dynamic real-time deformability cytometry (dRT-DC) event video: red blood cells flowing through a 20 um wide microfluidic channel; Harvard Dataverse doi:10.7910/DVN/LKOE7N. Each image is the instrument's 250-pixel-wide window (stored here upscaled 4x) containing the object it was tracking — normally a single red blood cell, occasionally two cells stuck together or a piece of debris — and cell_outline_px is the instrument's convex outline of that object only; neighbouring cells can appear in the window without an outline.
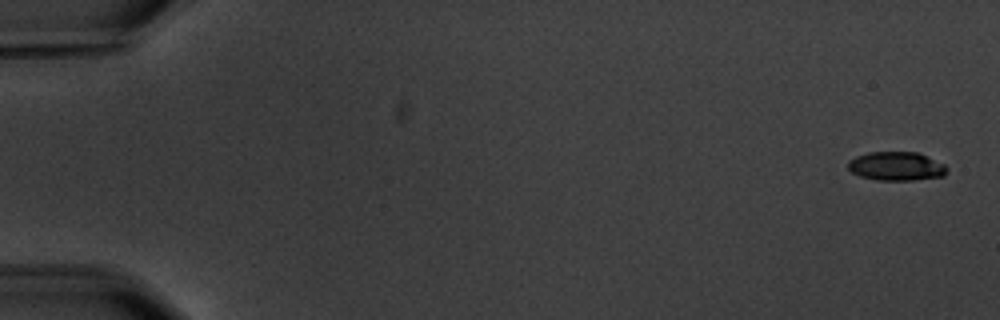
{"species": "common noctule bat (a hibernating species)", "species_latin": "Nyctalus noctula", "temperature_condition": "warm", "stored_images_in_passage": 7, "camera_frame_rate_fps": 3000, "um_per_image_px": 0.085, "animal": {"sex": "male", "body_mass_g": 20.1, "forearm_length_mm": 53.5}, "frame": {"image": 1, "passage_image": 1, "time_ms": 0.0, "image_size_px": [1000, 320], "cell_outline_px": [[948, 172], [944, 176], [912, 180], [876, 180], [860, 176], [852, 172], [848, 168], [848, 160], [856, 156], [868, 152], [916, 152], [944, 164], [948, 168]], "centroid_in_image_um": [76.18, 14.13], "position_along_channel_um": 8.8, "area_um2": 16.59}}